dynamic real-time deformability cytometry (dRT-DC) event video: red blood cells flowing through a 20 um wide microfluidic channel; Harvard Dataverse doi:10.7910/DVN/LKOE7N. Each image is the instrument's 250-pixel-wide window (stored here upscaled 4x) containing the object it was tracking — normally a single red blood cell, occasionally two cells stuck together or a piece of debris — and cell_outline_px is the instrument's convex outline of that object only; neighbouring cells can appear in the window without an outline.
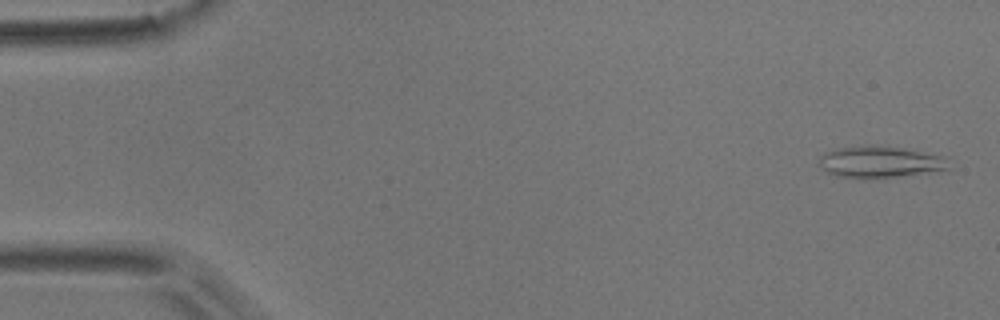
{"species": "common noctule bat (a hibernating species)", "species_latin": "Nyctalus noctula", "temperature_condition": "room temperature", "stored_images_in_passage": 6, "camera_frame_rate_fps": 3000, "um_per_image_px": 0.085, "animal": {"sex": "male", "body_mass_g": 17.9}, "frame": {"image": 1, "passage_image": 1, "time_ms": 0.0, "image_size_px": [1000, 320], "cell_outline_px": [[952, 168], [892, 176], [836, 176], [820, 168], [820, 156], [824, 152], [840, 148], [904, 148], [940, 156]], "centroid_in_image_um": [74.75, 13.77], "position_along_channel_um": 10.3, "area_um2": 21.85}}
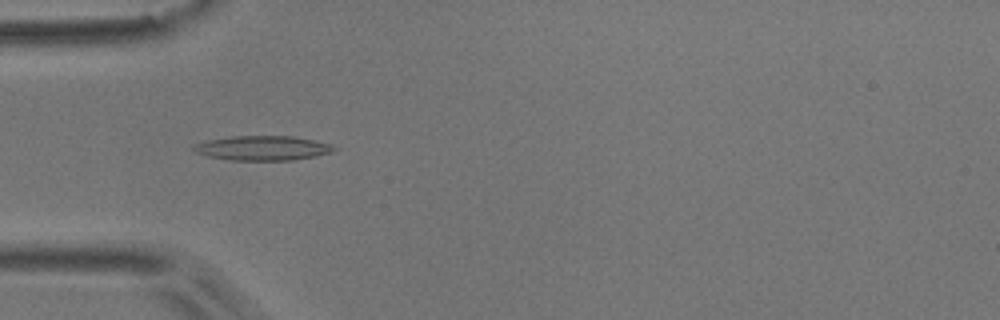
{"frame": {"image": 2, "passage_image": 5, "time_ms": 1.333, "image_size_px": [1000, 320], "cell_outline_px": [[336, 148], [332, 152], [316, 156], [292, 160], [228, 160], [208, 156], [196, 152], [192, 148], [196, 144], [208, 140], [232, 136], [292, 136], [332, 144]], "centroid_in_image_um": [22.34, 12.59], "position_along_channel_um": 62.7, "area_um2": 19.94}}
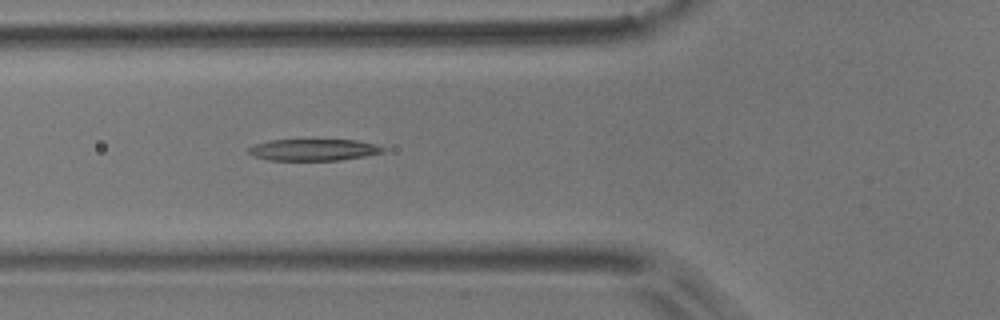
{"frame": {"image": 3, "passage_image": 6, "time_ms": 1.667, "image_size_px": [1000, 320], "cell_outline_px": [[384, 152], [364, 156], [340, 160], [268, 160], [256, 156], [248, 152], [248, 148], [256, 144], [272, 140], [356, 140], [376, 144], [384, 148]], "centroid_in_image_um": [26.68, 12.73], "position_along_channel_um": 99.1, "area_um2": 16.7}}